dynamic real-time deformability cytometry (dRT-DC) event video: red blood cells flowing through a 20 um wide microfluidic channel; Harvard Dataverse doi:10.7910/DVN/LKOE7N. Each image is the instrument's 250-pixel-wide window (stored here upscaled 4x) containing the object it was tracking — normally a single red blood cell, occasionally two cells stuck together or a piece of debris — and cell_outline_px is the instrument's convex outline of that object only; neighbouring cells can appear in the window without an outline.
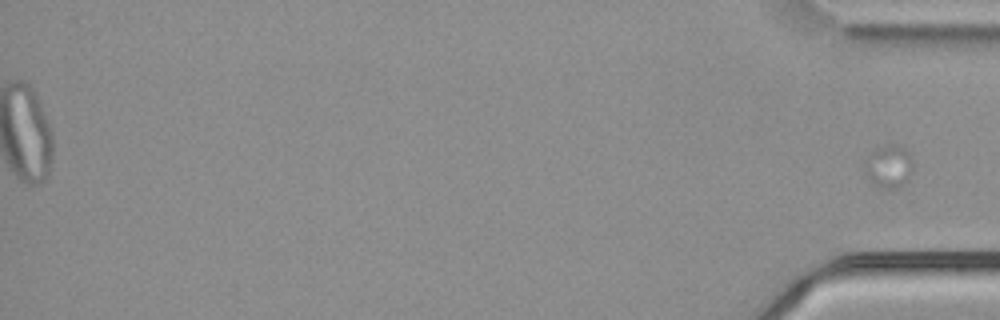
{"species": "common noctule bat (a hibernating species)", "species_latin": "Nyctalus noctula", "temperature_condition": "cold", "stored_images_in_passage": 40, "segment_of_instrument_passage": [2, 2], "camera_frame_rate_fps": 3000, "um_per_image_px": 0.085, "animal": {"sex": "male", "body_mass_g": 21.5, "forearm_length_mm": 52.0}, "frame": {"image": 1, "passage_image": 40, "time_ms": 13.0, "image_size_px": [1000, 320], "cell_outline_px": [[912, 172], [908, 180], [896, 188], [880, 188], [868, 180], [864, 168], [872, 152], [876, 148], [888, 144], [900, 144], [912, 156]], "centroid_in_image_um": [75.58, 14.14], "position_along_channel_um": 359.6, "area_um2": 12.02}}